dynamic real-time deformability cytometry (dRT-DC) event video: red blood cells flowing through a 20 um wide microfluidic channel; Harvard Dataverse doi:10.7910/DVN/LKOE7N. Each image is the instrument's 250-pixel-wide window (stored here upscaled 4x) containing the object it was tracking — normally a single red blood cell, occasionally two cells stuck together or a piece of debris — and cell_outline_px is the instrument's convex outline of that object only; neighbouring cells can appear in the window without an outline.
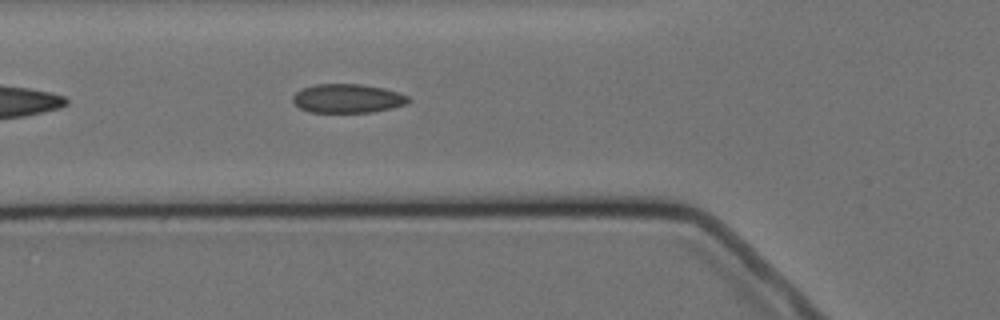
{"species": "Egyptian fruit bat (a non-hibernating species)", "species_latin": "Rousettus aegyptiacus", "temperature_condition": "cold", "stored_images_in_passage": 5, "camera_frame_rate_fps": 3000, "um_per_image_px": 0.085, "animal": {"sex": "female"}, "frame": {"image": 1, "passage_image": 5, "time_ms": 5.333, "image_size_px": [1000, 320], "cell_outline_px": [[412, 100], [408, 104], [392, 108], [372, 112], [312, 112], [300, 108], [292, 100], [292, 96], [296, 92], [304, 88], [316, 84], [360, 84], [384, 88], [408, 96]], "centroid_in_image_um": [29.57, 8.37], "position_along_channel_um": 96.2, "area_um2": 19.42}}